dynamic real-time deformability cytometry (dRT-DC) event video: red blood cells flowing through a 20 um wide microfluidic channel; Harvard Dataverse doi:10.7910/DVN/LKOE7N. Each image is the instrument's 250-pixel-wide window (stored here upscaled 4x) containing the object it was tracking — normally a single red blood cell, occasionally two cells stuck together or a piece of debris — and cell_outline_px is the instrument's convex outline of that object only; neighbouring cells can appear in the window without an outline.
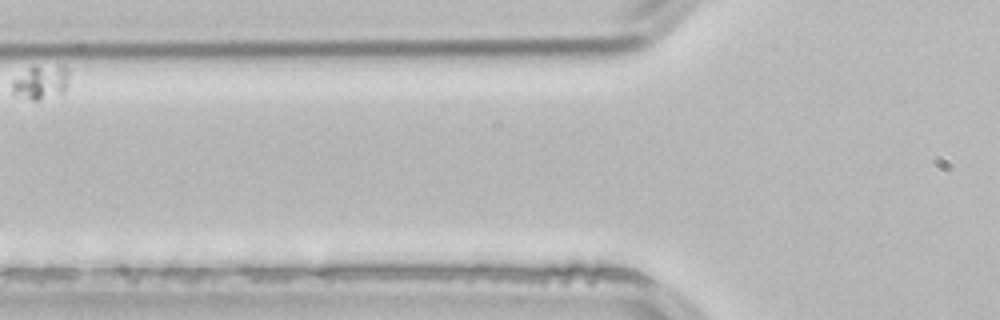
{"species": "common noctule bat (a hibernating species)", "species_latin": "Nyctalus noctula", "temperature_condition": "room temperature", "stored_images_in_passage": 2, "camera_frame_rate_fps": 3000, "um_per_image_px": 0.085, "animal": {"sex": "male", "body_mass_g": 21.5, "forearm_length_mm": 52.0}, "frame": {"image": 1, "passage_image": 2, "time_ms": 0.333, "image_size_px": [1000, 320], "cell_outline_px": [[68, 84], [60, 92], [36, 100], [32, 100], [12, 96], [12, 80], [32, 64], [64, 64], [68, 68]], "centroid_in_image_um": [3.43, 6.91], "position_along_channel_um": 122.4, "area_um2": 11.68}}